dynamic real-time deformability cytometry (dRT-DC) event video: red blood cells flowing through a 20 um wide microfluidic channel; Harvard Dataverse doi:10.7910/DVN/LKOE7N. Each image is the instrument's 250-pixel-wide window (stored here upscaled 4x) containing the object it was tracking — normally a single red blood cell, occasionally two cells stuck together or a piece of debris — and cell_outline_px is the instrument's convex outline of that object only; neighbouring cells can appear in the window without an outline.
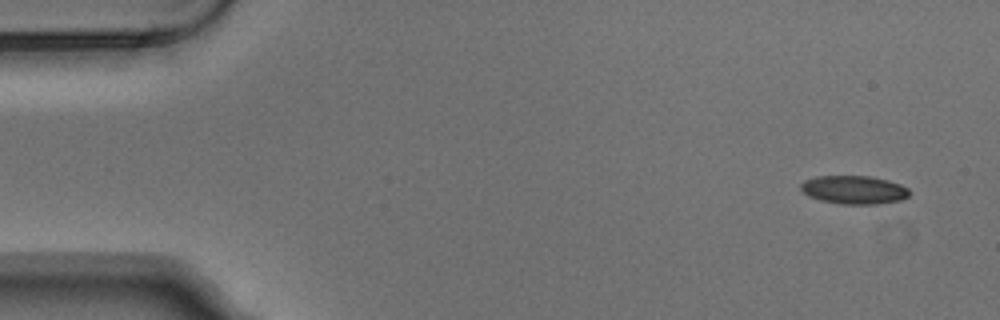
{"species": "Egyptian fruit bat (a non-hibernating species)", "species_latin": "Rousettus aegyptiacus", "temperature_condition": "warm", "stored_images_in_passage": 4, "camera_frame_rate_fps": 3000, "um_per_image_px": 0.085, "animal": {"sex": "male"}, "frame": {"image": 1, "passage_image": 1, "time_ms": 0.0, "image_size_px": [1000, 320], "cell_outline_px": [[912, 192], [908, 196], [900, 200], [880, 204], [840, 204], [820, 200], [808, 196], [800, 188], [800, 184], [804, 180], [816, 176], [872, 176], [888, 180], [900, 184], [908, 188]], "centroid_in_image_um": [72.6, 16.13], "position_along_channel_um": 12.4, "area_um2": 18.15}}
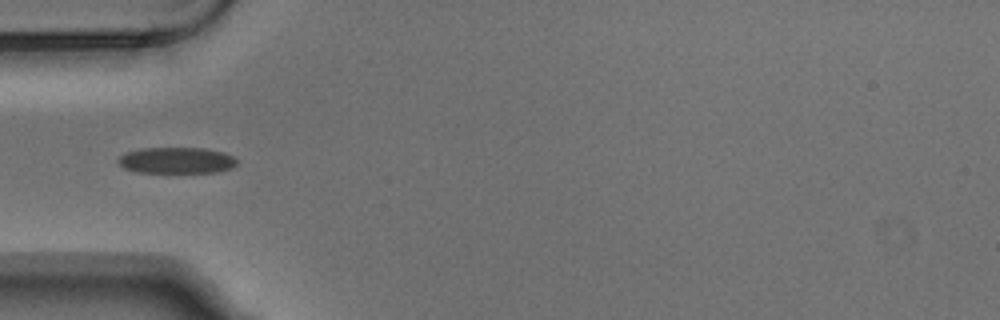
{"frame": {"image": 2, "passage_image": 4, "time_ms": 1.0, "image_size_px": [1000, 320], "cell_outline_px": [[236, 164], [232, 168], [220, 172], [136, 172], [124, 168], [116, 160], [120, 156], [128, 152], [140, 148], [204, 148], [224, 152], [232, 156], [236, 160]], "centroid_in_image_um": [15.01, 13.63], "position_along_channel_um": 70.0, "area_um2": 18.09}}